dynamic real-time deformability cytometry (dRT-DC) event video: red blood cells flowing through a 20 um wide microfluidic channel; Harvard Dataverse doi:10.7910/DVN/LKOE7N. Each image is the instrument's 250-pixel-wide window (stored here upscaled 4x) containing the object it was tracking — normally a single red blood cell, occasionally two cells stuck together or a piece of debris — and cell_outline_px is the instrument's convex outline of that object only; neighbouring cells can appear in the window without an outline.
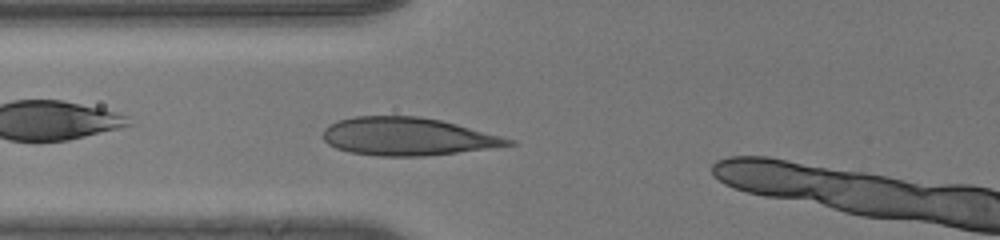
{"species": "human", "species_latin": "Homo sapiens", "temperature_condition": "room temperature", "stored_images_in_passage": 30, "camera_frame_rate_fps": 3000, "um_per_image_px": 0.085, "donor": {"sex": "male"}, "frame": {"image": 1, "passage_image": 5, "time_ms": 1.333, "image_size_px": [1000, 240], "cell_outline_px": [[516, 144], [456, 152], [424, 156], [380, 156], [352, 152], [336, 148], [328, 144], [320, 136], [324, 128], [328, 124], [336, 120], [352, 116], [420, 116], [440, 120], [456, 124], [516, 140]], "centroid_in_image_um": [34.56, 11.59], "position_along_channel_um": 91.2, "area_um2": 40.86}}
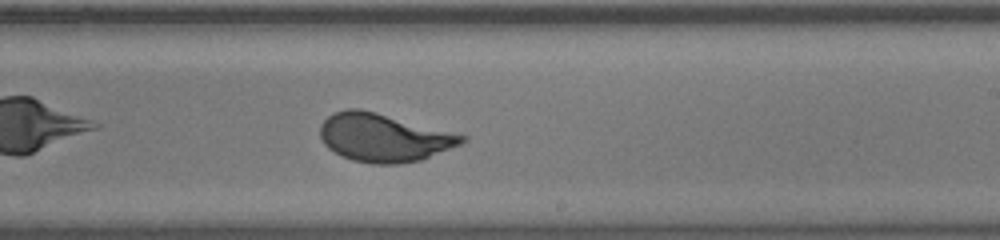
{"frame": {"image": 2, "passage_image": 17, "time_ms": 5.333, "image_size_px": [1000, 240], "cell_outline_px": [[468, 140], [460, 144], [420, 160], [400, 164], [372, 164], [352, 160], [340, 156], [328, 148], [324, 144], [320, 136], [320, 124], [332, 112], [344, 108], [360, 108], [376, 112], [468, 136]], "centroid_in_image_um": [32.57, 11.69], "position_along_channel_um": 256.4, "area_um2": 39.88}}
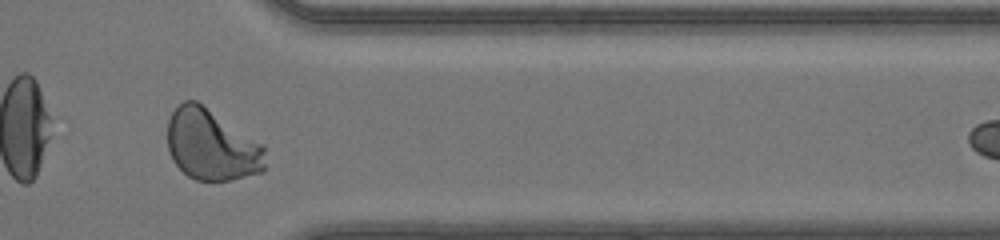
{"frame": {"image": 3, "passage_image": 27, "time_ms": 8.667, "image_size_px": [1000, 240], "cell_outline_px": [[264, 172], [228, 180], [196, 180], [188, 176], [172, 160], [168, 148], [168, 120], [172, 112], [184, 100], [196, 100], [264, 144]], "centroid_in_image_um": [17.98, 12.32], "position_along_channel_um": 393.4, "area_um2": 40.4}}